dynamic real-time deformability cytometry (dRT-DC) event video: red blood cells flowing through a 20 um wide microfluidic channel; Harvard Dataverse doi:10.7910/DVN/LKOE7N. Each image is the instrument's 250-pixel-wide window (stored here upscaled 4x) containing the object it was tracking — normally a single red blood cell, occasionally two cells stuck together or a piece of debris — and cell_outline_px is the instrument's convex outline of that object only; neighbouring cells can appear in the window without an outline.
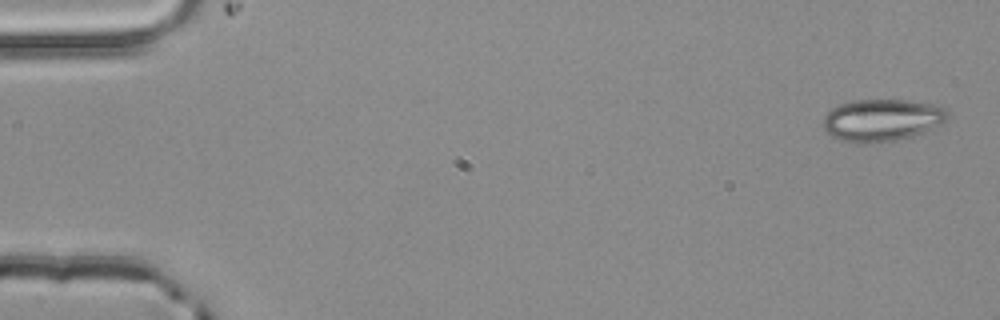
{"species": "common noctule bat (a hibernating species)", "species_latin": "Nyctalus noctula", "temperature_condition": "room temperature", "stored_images_in_passage": 5, "camera_frame_rate_fps": 3000, "um_per_image_px": 0.085, "animal": {"sex": "male", "body_mass_g": 20.4}, "frame": {"image": 1, "passage_image": 1, "time_ms": 0.0, "image_size_px": [1000, 320], "cell_outline_px": [[948, 120], [924, 132], [912, 136], [892, 140], [868, 144], [856, 144], [840, 140], [832, 136], [824, 128], [824, 116], [832, 108], [840, 104], [852, 100], [912, 100], [932, 104], [944, 108], [948, 112]], "centroid_in_image_um": [74.96, 10.21], "position_along_channel_um": 10.0, "area_um2": 30.63}}